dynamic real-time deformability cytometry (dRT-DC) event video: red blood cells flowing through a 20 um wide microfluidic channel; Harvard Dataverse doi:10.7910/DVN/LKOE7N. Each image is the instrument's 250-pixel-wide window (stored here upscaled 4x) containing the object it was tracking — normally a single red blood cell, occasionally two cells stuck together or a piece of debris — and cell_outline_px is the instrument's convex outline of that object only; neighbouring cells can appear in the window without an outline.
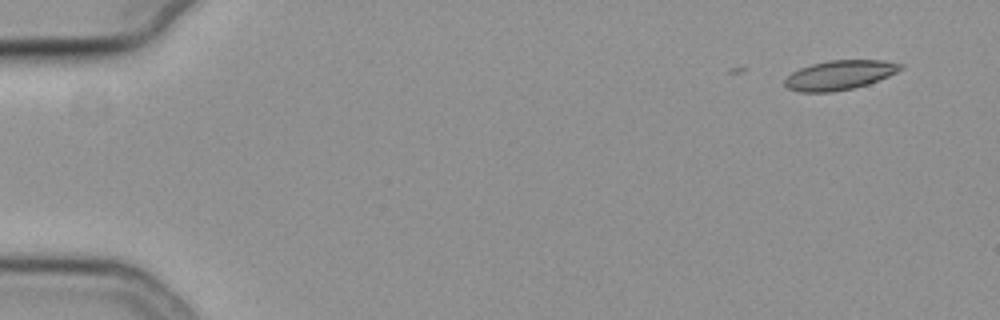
{"species": "common noctule bat (a hibernating species)", "species_latin": "Nyctalus noctula", "temperature_condition": "cold", "stored_images_in_passage": 6, "camera_frame_rate_fps": 3000, "um_per_image_px": 0.085, "animal": {"sex": "female", "body_mass_g": 19.3, "forearm_length_mm": 54.1}, "frame": {"image": 1, "passage_image": 1, "time_ms": 0.0, "image_size_px": [1000, 320], "cell_outline_px": [[904, 68], [888, 76], [868, 84], [852, 88], [832, 92], [800, 92], [788, 88], [784, 84], [784, 80], [792, 72], [800, 68], [812, 64], [828, 60], [884, 60], [904, 64]], "centroid_in_image_um": [71.38, 6.37], "position_along_channel_um": 13.6, "area_um2": 19.83}}